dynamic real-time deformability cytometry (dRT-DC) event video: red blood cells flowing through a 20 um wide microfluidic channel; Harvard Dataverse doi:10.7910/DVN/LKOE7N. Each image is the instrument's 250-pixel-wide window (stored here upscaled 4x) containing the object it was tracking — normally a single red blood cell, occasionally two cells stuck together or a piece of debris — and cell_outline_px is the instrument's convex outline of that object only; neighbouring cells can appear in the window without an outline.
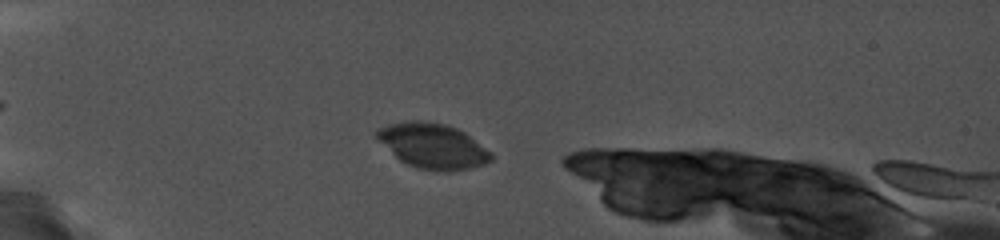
{"species": "common noctule bat (a hibernating species)", "species_latin": "Nyctalus noctula", "temperature_condition": "cold", "stored_images_in_passage": 33, "camera_frame_rate_fps": 5000, "um_per_image_px": 0.085, "animal": {"sex": "female", "body_mass_g": 19.0, "forearm_length_mm": 56.7}, "frame": {"image": 1, "passage_image": 4, "time_ms": 1.2, "image_size_px": [1000, 240], "cell_outline_px": [[492, 160], [484, 164], [468, 168], [420, 168], [408, 164], [400, 160], [376, 136], [376, 132], [380, 128], [392, 124], [412, 120], [416, 120], [444, 124], [456, 128], [464, 132], [492, 152]], "centroid_in_image_um": [36.82, 12.36], "position_along_channel_um": 48.2, "area_um2": 28.61}}
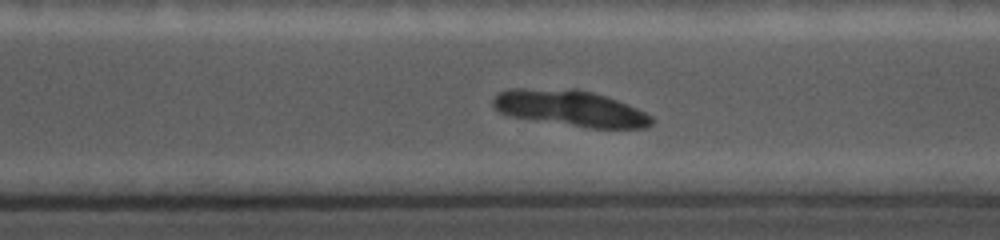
{"frame": {"image": 2, "passage_image": 25, "time_ms": 9.6, "image_size_px": [1000, 240], "cell_outline_px": [[656, 120], [652, 124], [644, 128], [592, 128], [508, 116], [500, 112], [492, 104], [492, 100], [500, 92], [508, 88], [572, 88], [592, 92], [616, 100], [636, 108], [652, 116]], "centroid_in_image_um": [48.47, 9.19], "position_along_channel_um": 322.1, "area_um2": 33.29}}
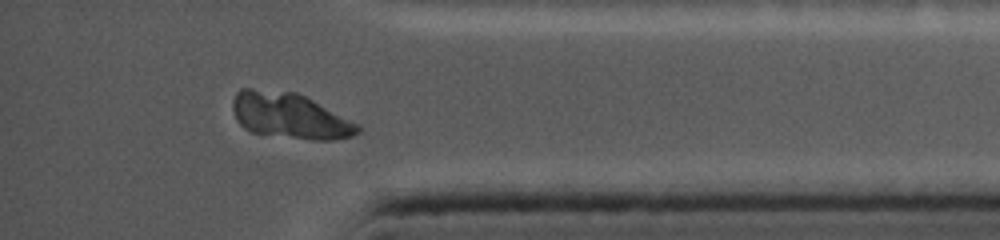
{"frame": {"image": 3, "passage_image": 30, "time_ms": 12.0, "image_size_px": [1000, 240], "cell_outline_px": [[360, 132], [352, 136], [332, 140], [312, 140], [252, 132], [244, 128], [236, 120], [232, 108], [232, 100], [236, 92], [240, 88], [252, 88], [296, 92], [360, 124]], "centroid_in_image_um": [24.61, 9.83], "position_along_channel_um": 410.6, "area_um2": 33.29}}